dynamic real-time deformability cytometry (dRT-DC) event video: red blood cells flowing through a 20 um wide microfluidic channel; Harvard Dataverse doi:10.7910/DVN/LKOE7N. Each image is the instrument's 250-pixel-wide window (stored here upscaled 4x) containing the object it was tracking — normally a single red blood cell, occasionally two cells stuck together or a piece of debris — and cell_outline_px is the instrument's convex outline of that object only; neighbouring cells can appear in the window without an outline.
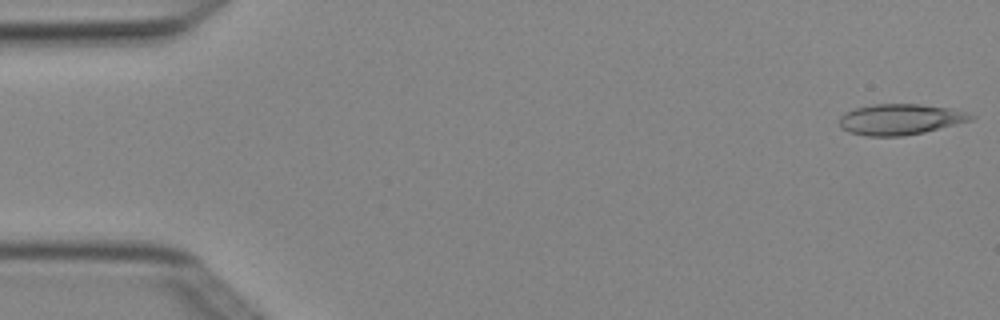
{"species": "Egyptian fruit bat (a non-hibernating species)", "species_latin": "Rousettus aegyptiacus", "temperature_condition": "cold", "stored_images_in_passage": 4, "camera_frame_rate_fps": 3000, "um_per_image_px": 0.085, "animal": {"sex": "female"}, "frame": {"image": 1, "passage_image": 1, "time_ms": 0.0, "image_size_px": [1000, 320], "cell_outline_px": [[976, 116], [972, 120], [924, 132], [904, 136], [864, 136], [848, 132], [840, 128], [840, 116], [844, 112], [856, 108], [872, 104], [920, 104], [952, 108]], "centroid_in_image_um": [76.49, 10.14], "position_along_channel_um": 8.5, "area_um2": 23.7}}